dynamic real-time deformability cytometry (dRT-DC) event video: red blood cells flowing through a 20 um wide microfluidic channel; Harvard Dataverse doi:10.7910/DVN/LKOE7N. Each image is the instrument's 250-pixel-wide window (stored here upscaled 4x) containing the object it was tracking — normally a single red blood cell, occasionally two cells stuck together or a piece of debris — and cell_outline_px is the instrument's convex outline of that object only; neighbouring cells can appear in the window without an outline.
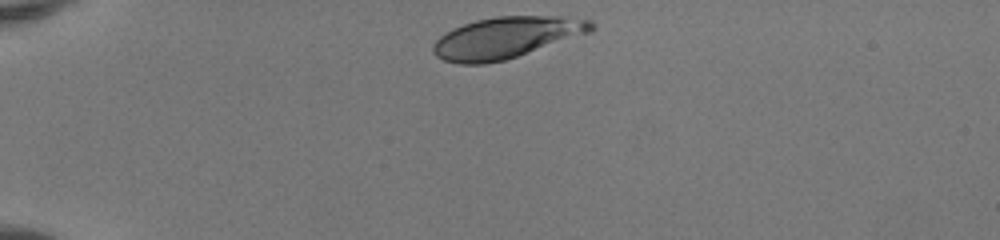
{"species": "human", "species_latin": "Homo sapiens", "temperature_condition": "room temperature", "stored_images_in_passage": 34, "camera_frame_rate_fps": 3000, "um_per_image_px": 0.085, "donor": {"sex": "female"}, "frame": {"image": 1, "passage_image": 1, "time_ms": 0.0, "image_size_px": [1000, 240], "cell_outline_px": [[596, 28], [592, 32], [504, 60], [484, 64], [456, 64], [444, 60], [436, 56], [432, 52], [432, 44], [444, 32], [452, 28], [476, 20], [496, 16], [564, 16], [592, 20], [596, 24]], "centroid_in_image_um": [43.04, 3.19], "position_along_channel_um": 42.0, "area_um2": 38.38}}
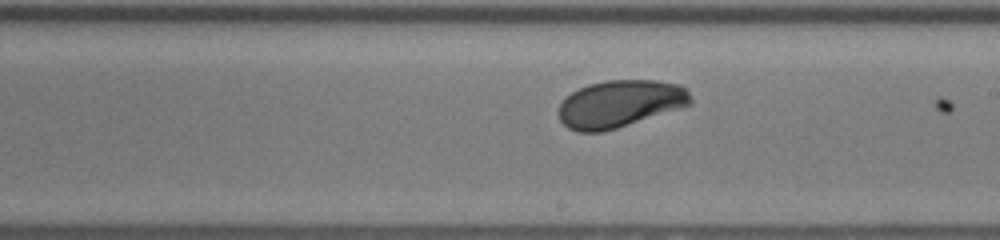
{"frame": {"image": 2, "passage_image": 19, "time_ms": 6.0, "image_size_px": [1000, 240], "cell_outline_px": [[692, 104], [680, 108], [616, 128], [600, 132], [576, 132], [568, 128], [560, 120], [560, 104], [572, 92], [588, 84], [608, 80], [656, 80], [680, 84], [688, 92], [692, 100]], "centroid_in_image_um": [52.71, 8.81], "position_along_channel_um": 236.3, "area_um2": 36.01}}
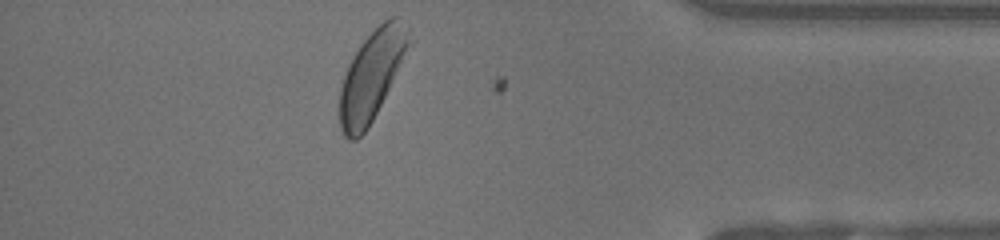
{"frame": {"image": 3, "passage_image": 33, "time_ms": 10.667, "image_size_px": [1000, 240], "cell_outline_px": [[408, 44], [392, 80], [368, 128], [356, 140], [348, 140], [344, 136], [340, 128], [340, 88], [348, 64], [352, 56], [360, 44], [384, 20], [392, 16], [400, 16], [408, 24]], "centroid_in_image_um": [31.54, 6.41], "position_along_channel_um": 403.7, "area_um2": 35.03}, "authors_computed_cell_mechanics": {"area_um2": 36.0672, "velocity_mm_per_s": 4.1081, "shape_relaxation_time_tau1_ms": 3.0134, "shape_relaxation_time_tau2_ms": null, "deformation_change_tau1": 0.1369, "deformation_change_tau2": null}}